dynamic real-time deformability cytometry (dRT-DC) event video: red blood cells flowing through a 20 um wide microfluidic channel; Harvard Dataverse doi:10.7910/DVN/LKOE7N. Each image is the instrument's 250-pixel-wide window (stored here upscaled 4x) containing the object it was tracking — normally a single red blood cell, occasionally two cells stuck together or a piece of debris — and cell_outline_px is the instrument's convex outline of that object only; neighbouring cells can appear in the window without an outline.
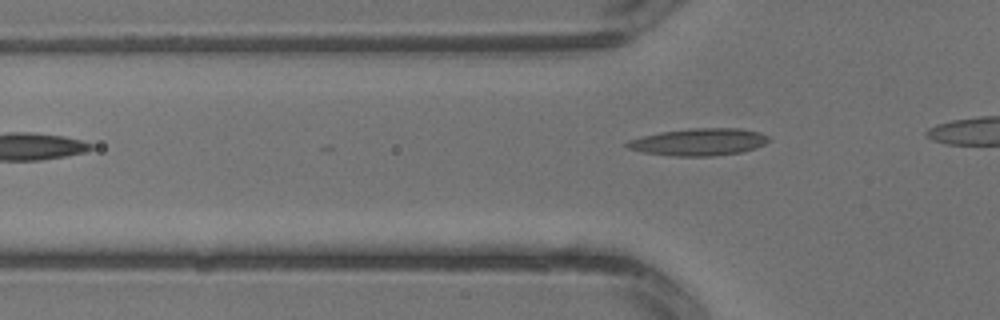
{"species": "common noctule bat (a hibernating species)", "species_latin": "Nyctalus noctula", "temperature_condition": "warm", "stored_images_in_passage": 3, "camera_frame_rate_fps": 3000, "um_per_image_px": 0.085, "animal": {"sex": "male", "body_mass_g": 13.3}, "frame": {"image": 1, "passage_image": 2, "time_ms": 0.333, "image_size_px": [1000, 320], "cell_outline_px": [[768, 140], [764, 144], [756, 148], [744, 152], [712, 156], [676, 156], [644, 152], [628, 148], [624, 144], [628, 140], [660, 132], [692, 128], [740, 128], [760, 132], [768, 136]], "centroid_in_image_um": [59.43, 12.06], "position_along_channel_um": 66.4, "area_um2": 22.37}}